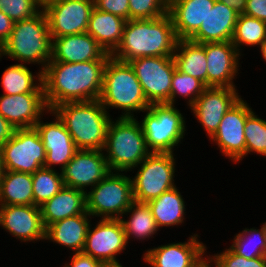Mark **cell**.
Masks as SVG:
<instances>
[{
	"label": "cell",
	"instance_id": "obj_1",
	"mask_svg": "<svg viewBox=\"0 0 266 267\" xmlns=\"http://www.w3.org/2000/svg\"><path fill=\"white\" fill-rule=\"evenodd\" d=\"M106 63L107 60L48 62L42 71L48 109L66 102L99 100Z\"/></svg>",
	"mask_w": 266,
	"mask_h": 267
},
{
	"label": "cell",
	"instance_id": "obj_2",
	"mask_svg": "<svg viewBox=\"0 0 266 267\" xmlns=\"http://www.w3.org/2000/svg\"><path fill=\"white\" fill-rule=\"evenodd\" d=\"M177 41L169 13L154 19L127 20L121 42L110 56L126 63L141 57L173 56Z\"/></svg>",
	"mask_w": 266,
	"mask_h": 267
},
{
	"label": "cell",
	"instance_id": "obj_3",
	"mask_svg": "<svg viewBox=\"0 0 266 267\" xmlns=\"http://www.w3.org/2000/svg\"><path fill=\"white\" fill-rule=\"evenodd\" d=\"M51 111L63 122L77 149L103 150L111 117L100 100L66 102Z\"/></svg>",
	"mask_w": 266,
	"mask_h": 267
},
{
	"label": "cell",
	"instance_id": "obj_4",
	"mask_svg": "<svg viewBox=\"0 0 266 267\" xmlns=\"http://www.w3.org/2000/svg\"><path fill=\"white\" fill-rule=\"evenodd\" d=\"M53 38L50 35L46 14L41 9L31 18L16 21L0 53L21 64H41L43 71L52 59Z\"/></svg>",
	"mask_w": 266,
	"mask_h": 267
},
{
	"label": "cell",
	"instance_id": "obj_5",
	"mask_svg": "<svg viewBox=\"0 0 266 267\" xmlns=\"http://www.w3.org/2000/svg\"><path fill=\"white\" fill-rule=\"evenodd\" d=\"M99 100L105 109H122L124 113L119 117L124 118H133V112H143L151 105L130 63L112 57L107 60L104 68Z\"/></svg>",
	"mask_w": 266,
	"mask_h": 267
},
{
	"label": "cell",
	"instance_id": "obj_6",
	"mask_svg": "<svg viewBox=\"0 0 266 267\" xmlns=\"http://www.w3.org/2000/svg\"><path fill=\"white\" fill-rule=\"evenodd\" d=\"M103 151L107 152L104 156L114 172L132 170L151 153L142 127L134 117H118L114 122L111 119Z\"/></svg>",
	"mask_w": 266,
	"mask_h": 267
},
{
	"label": "cell",
	"instance_id": "obj_7",
	"mask_svg": "<svg viewBox=\"0 0 266 267\" xmlns=\"http://www.w3.org/2000/svg\"><path fill=\"white\" fill-rule=\"evenodd\" d=\"M140 122L146 145L151 152L173 153L174 146L184 138L185 120L174 105L151 104Z\"/></svg>",
	"mask_w": 266,
	"mask_h": 267
},
{
	"label": "cell",
	"instance_id": "obj_8",
	"mask_svg": "<svg viewBox=\"0 0 266 267\" xmlns=\"http://www.w3.org/2000/svg\"><path fill=\"white\" fill-rule=\"evenodd\" d=\"M86 193V211L102 219H120L134 202L132 180L124 173L110 171Z\"/></svg>",
	"mask_w": 266,
	"mask_h": 267
},
{
	"label": "cell",
	"instance_id": "obj_9",
	"mask_svg": "<svg viewBox=\"0 0 266 267\" xmlns=\"http://www.w3.org/2000/svg\"><path fill=\"white\" fill-rule=\"evenodd\" d=\"M173 154L151 152L139 164V170L131 179L134 201L148 203L176 187Z\"/></svg>",
	"mask_w": 266,
	"mask_h": 267
},
{
	"label": "cell",
	"instance_id": "obj_10",
	"mask_svg": "<svg viewBox=\"0 0 266 267\" xmlns=\"http://www.w3.org/2000/svg\"><path fill=\"white\" fill-rule=\"evenodd\" d=\"M4 169L33 174L45 167L46 152L36 128L15 129L1 146Z\"/></svg>",
	"mask_w": 266,
	"mask_h": 267
},
{
	"label": "cell",
	"instance_id": "obj_11",
	"mask_svg": "<svg viewBox=\"0 0 266 267\" xmlns=\"http://www.w3.org/2000/svg\"><path fill=\"white\" fill-rule=\"evenodd\" d=\"M150 104H169L173 72V56L141 57L129 62Z\"/></svg>",
	"mask_w": 266,
	"mask_h": 267
},
{
	"label": "cell",
	"instance_id": "obj_12",
	"mask_svg": "<svg viewBox=\"0 0 266 267\" xmlns=\"http://www.w3.org/2000/svg\"><path fill=\"white\" fill-rule=\"evenodd\" d=\"M94 0H58L47 5L46 14L52 37L81 34L87 31Z\"/></svg>",
	"mask_w": 266,
	"mask_h": 267
},
{
	"label": "cell",
	"instance_id": "obj_13",
	"mask_svg": "<svg viewBox=\"0 0 266 267\" xmlns=\"http://www.w3.org/2000/svg\"><path fill=\"white\" fill-rule=\"evenodd\" d=\"M253 112L247 102L240 98L223 116L217 131L210 138L216 142L220 152L234 163L246 157L244 126Z\"/></svg>",
	"mask_w": 266,
	"mask_h": 267
},
{
	"label": "cell",
	"instance_id": "obj_14",
	"mask_svg": "<svg viewBox=\"0 0 266 267\" xmlns=\"http://www.w3.org/2000/svg\"><path fill=\"white\" fill-rule=\"evenodd\" d=\"M127 244L120 219L101 218L95 228L90 224L82 252L103 264L119 263L116 255L124 251Z\"/></svg>",
	"mask_w": 266,
	"mask_h": 267
},
{
	"label": "cell",
	"instance_id": "obj_15",
	"mask_svg": "<svg viewBox=\"0 0 266 267\" xmlns=\"http://www.w3.org/2000/svg\"><path fill=\"white\" fill-rule=\"evenodd\" d=\"M103 150L78 149L70 162L62 169L64 186L85 191L91 189L103 180L110 169Z\"/></svg>",
	"mask_w": 266,
	"mask_h": 267
},
{
	"label": "cell",
	"instance_id": "obj_16",
	"mask_svg": "<svg viewBox=\"0 0 266 267\" xmlns=\"http://www.w3.org/2000/svg\"><path fill=\"white\" fill-rule=\"evenodd\" d=\"M236 88L207 87L190 107L209 138L218 129L225 115L241 98Z\"/></svg>",
	"mask_w": 266,
	"mask_h": 267
},
{
	"label": "cell",
	"instance_id": "obj_17",
	"mask_svg": "<svg viewBox=\"0 0 266 267\" xmlns=\"http://www.w3.org/2000/svg\"><path fill=\"white\" fill-rule=\"evenodd\" d=\"M188 242L161 245L146 251L143 259L151 267H200L208 258L203 257L206 246L198 241V235Z\"/></svg>",
	"mask_w": 266,
	"mask_h": 267
},
{
	"label": "cell",
	"instance_id": "obj_18",
	"mask_svg": "<svg viewBox=\"0 0 266 267\" xmlns=\"http://www.w3.org/2000/svg\"><path fill=\"white\" fill-rule=\"evenodd\" d=\"M0 226L21 242L45 239L41 210L35 205H0Z\"/></svg>",
	"mask_w": 266,
	"mask_h": 267
},
{
	"label": "cell",
	"instance_id": "obj_19",
	"mask_svg": "<svg viewBox=\"0 0 266 267\" xmlns=\"http://www.w3.org/2000/svg\"><path fill=\"white\" fill-rule=\"evenodd\" d=\"M207 58V87L236 88L239 56L231 41L201 44Z\"/></svg>",
	"mask_w": 266,
	"mask_h": 267
},
{
	"label": "cell",
	"instance_id": "obj_20",
	"mask_svg": "<svg viewBox=\"0 0 266 267\" xmlns=\"http://www.w3.org/2000/svg\"><path fill=\"white\" fill-rule=\"evenodd\" d=\"M44 112H49L44 93L0 96V114L15 129L34 128Z\"/></svg>",
	"mask_w": 266,
	"mask_h": 267
},
{
	"label": "cell",
	"instance_id": "obj_21",
	"mask_svg": "<svg viewBox=\"0 0 266 267\" xmlns=\"http://www.w3.org/2000/svg\"><path fill=\"white\" fill-rule=\"evenodd\" d=\"M49 113L55 116V121L43 123L40 119L35 128L45 148V167L53 169L52 165H61L62 170L78 149L63 122L51 110Z\"/></svg>",
	"mask_w": 266,
	"mask_h": 267
},
{
	"label": "cell",
	"instance_id": "obj_22",
	"mask_svg": "<svg viewBox=\"0 0 266 267\" xmlns=\"http://www.w3.org/2000/svg\"><path fill=\"white\" fill-rule=\"evenodd\" d=\"M52 38V59L49 62L81 63L111 57L87 32Z\"/></svg>",
	"mask_w": 266,
	"mask_h": 267
},
{
	"label": "cell",
	"instance_id": "obj_23",
	"mask_svg": "<svg viewBox=\"0 0 266 267\" xmlns=\"http://www.w3.org/2000/svg\"><path fill=\"white\" fill-rule=\"evenodd\" d=\"M216 0H169L168 13L172 17L178 40H189L204 23Z\"/></svg>",
	"mask_w": 266,
	"mask_h": 267
},
{
	"label": "cell",
	"instance_id": "obj_24",
	"mask_svg": "<svg viewBox=\"0 0 266 267\" xmlns=\"http://www.w3.org/2000/svg\"><path fill=\"white\" fill-rule=\"evenodd\" d=\"M238 16L235 10L216 0L204 23L189 40L199 44L231 41Z\"/></svg>",
	"mask_w": 266,
	"mask_h": 267
},
{
	"label": "cell",
	"instance_id": "obj_25",
	"mask_svg": "<svg viewBox=\"0 0 266 267\" xmlns=\"http://www.w3.org/2000/svg\"><path fill=\"white\" fill-rule=\"evenodd\" d=\"M44 227L65 218L88 213L86 211V192L63 186L51 199L40 206Z\"/></svg>",
	"mask_w": 266,
	"mask_h": 267
},
{
	"label": "cell",
	"instance_id": "obj_26",
	"mask_svg": "<svg viewBox=\"0 0 266 267\" xmlns=\"http://www.w3.org/2000/svg\"><path fill=\"white\" fill-rule=\"evenodd\" d=\"M90 216L89 213H82L47 226L45 240L66 246L75 253L82 252L91 223Z\"/></svg>",
	"mask_w": 266,
	"mask_h": 267
},
{
	"label": "cell",
	"instance_id": "obj_27",
	"mask_svg": "<svg viewBox=\"0 0 266 267\" xmlns=\"http://www.w3.org/2000/svg\"><path fill=\"white\" fill-rule=\"evenodd\" d=\"M126 21L94 7L86 32L98 42L106 53L111 55L121 42Z\"/></svg>",
	"mask_w": 266,
	"mask_h": 267
},
{
	"label": "cell",
	"instance_id": "obj_28",
	"mask_svg": "<svg viewBox=\"0 0 266 267\" xmlns=\"http://www.w3.org/2000/svg\"><path fill=\"white\" fill-rule=\"evenodd\" d=\"M173 58L176 68L202 81L207 86V58L205 48L190 40H178Z\"/></svg>",
	"mask_w": 266,
	"mask_h": 267
},
{
	"label": "cell",
	"instance_id": "obj_29",
	"mask_svg": "<svg viewBox=\"0 0 266 267\" xmlns=\"http://www.w3.org/2000/svg\"><path fill=\"white\" fill-rule=\"evenodd\" d=\"M32 174L5 170L0 179V205H34Z\"/></svg>",
	"mask_w": 266,
	"mask_h": 267
},
{
	"label": "cell",
	"instance_id": "obj_30",
	"mask_svg": "<svg viewBox=\"0 0 266 267\" xmlns=\"http://www.w3.org/2000/svg\"><path fill=\"white\" fill-rule=\"evenodd\" d=\"M158 229L184 222L185 202L177 187L148 202Z\"/></svg>",
	"mask_w": 266,
	"mask_h": 267
},
{
	"label": "cell",
	"instance_id": "obj_31",
	"mask_svg": "<svg viewBox=\"0 0 266 267\" xmlns=\"http://www.w3.org/2000/svg\"><path fill=\"white\" fill-rule=\"evenodd\" d=\"M35 77L26 64L16 63L10 65L4 70L1 79L4 94L17 95L24 93H44L42 71L39 70V74Z\"/></svg>",
	"mask_w": 266,
	"mask_h": 267
},
{
	"label": "cell",
	"instance_id": "obj_32",
	"mask_svg": "<svg viewBox=\"0 0 266 267\" xmlns=\"http://www.w3.org/2000/svg\"><path fill=\"white\" fill-rule=\"evenodd\" d=\"M127 213L131 214V216L129 215V220L120 218L127 242L132 237L145 240L151 236L153 237L159 230L148 203L134 201L124 214L126 215Z\"/></svg>",
	"mask_w": 266,
	"mask_h": 267
},
{
	"label": "cell",
	"instance_id": "obj_33",
	"mask_svg": "<svg viewBox=\"0 0 266 267\" xmlns=\"http://www.w3.org/2000/svg\"><path fill=\"white\" fill-rule=\"evenodd\" d=\"M266 39V22L245 14H239L231 39L239 54L240 46L261 45Z\"/></svg>",
	"mask_w": 266,
	"mask_h": 267
},
{
	"label": "cell",
	"instance_id": "obj_34",
	"mask_svg": "<svg viewBox=\"0 0 266 267\" xmlns=\"http://www.w3.org/2000/svg\"><path fill=\"white\" fill-rule=\"evenodd\" d=\"M32 189L34 195V205L40 207L64 186L61 172L53 169L41 167L32 174Z\"/></svg>",
	"mask_w": 266,
	"mask_h": 267
},
{
	"label": "cell",
	"instance_id": "obj_35",
	"mask_svg": "<svg viewBox=\"0 0 266 267\" xmlns=\"http://www.w3.org/2000/svg\"><path fill=\"white\" fill-rule=\"evenodd\" d=\"M230 248L238 255L247 259L266 256V243L264 239V224L261 229L245 228L236 234Z\"/></svg>",
	"mask_w": 266,
	"mask_h": 267
},
{
	"label": "cell",
	"instance_id": "obj_36",
	"mask_svg": "<svg viewBox=\"0 0 266 267\" xmlns=\"http://www.w3.org/2000/svg\"><path fill=\"white\" fill-rule=\"evenodd\" d=\"M206 88L207 86L202 81L180 72L176 68L172 77L170 105H175V98L179 95L182 97H189L187 103L190 108Z\"/></svg>",
	"mask_w": 266,
	"mask_h": 267
},
{
	"label": "cell",
	"instance_id": "obj_37",
	"mask_svg": "<svg viewBox=\"0 0 266 267\" xmlns=\"http://www.w3.org/2000/svg\"><path fill=\"white\" fill-rule=\"evenodd\" d=\"M246 156L254 152L266 156V121L252 112L244 126Z\"/></svg>",
	"mask_w": 266,
	"mask_h": 267
},
{
	"label": "cell",
	"instance_id": "obj_38",
	"mask_svg": "<svg viewBox=\"0 0 266 267\" xmlns=\"http://www.w3.org/2000/svg\"><path fill=\"white\" fill-rule=\"evenodd\" d=\"M168 9L169 0H129V20L159 18Z\"/></svg>",
	"mask_w": 266,
	"mask_h": 267
},
{
	"label": "cell",
	"instance_id": "obj_39",
	"mask_svg": "<svg viewBox=\"0 0 266 267\" xmlns=\"http://www.w3.org/2000/svg\"><path fill=\"white\" fill-rule=\"evenodd\" d=\"M208 261L214 262V267H266V256L247 259L236 254L230 247L222 253L208 257Z\"/></svg>",
	"mask_w": 266,
	"mask_h": 267
},
{
	"label": "cell",
	"instance_id": "obj_40",
	"mask_svg": "<svg viewBox=\"0 0 266 267\" xmlns=\"http://www.w3.org/2000/svg\"><path fill=\"white\" fill-rule=\"evenodd\" d=\"M0 10L16 22L33 17L41 8L34 0H0Z\"/></svg>",
	"mask_w": 266,
	"mask_h": 267
},
{
	"label": "cell",
	"instance_id": "obj_41",
	"mask_svg": "<svg viewBox=\"0 0 266 267\" xmlns=\"http://www.w3.org/2000/svg\"><path fill=\"white\" fill-rule=\"evenodd\" d=\"M94 7L129 20V0H94Z\"/></svg>",
	"mask_w": 266,
	"mask_h": 267
},
{
	"label": "cell",
	"instance_id": "obj_42",
	"mask_svg": "<svg viewBox=\"0 0 266 267\" xmlns=\"http://www.w3.org/2000/svg\"><path fill=\"white\" fill-rule=\"evenodd\" d=\"M243 14L266 22V0H247Z\"/></svg>",
	"mask_w": 266,
	"mask_h": 267
},
{
	"label": "cell",
	"instance_id": "obj_43",
	"mask_svg": "<svg viewBox=\"0 0 266 267\" xmlns=\"http://www.w3.org/2000/svg\"><path fill=\"white\" fill-rule=\"evenodd\" d=\"M71 259V264L66 263L64 267H102L103 265L101 261L83 252L74 253Z\"/></svg>",
	"mask_w": 266,
	"mask_h": 267
},
{
	"label": "cell",
	"instance_id": "obj_44",
	"mask_svg": "<svg viewBox=\"0 0 266 267\" xmlns=\"http://www.w3.org/2000/svg\"><path fill=\"white\" fill-rule=\"evenodd\" d=\"M14 23L13 20L0 10V48L8 40L13 30Z\"/></svg>",
	"mask_w": 266,
	"mask_h": 267
},
{
	"label": "cell",
	"instance_id": "obj_45",
	"mask_svg": "<svg viewBox=\"0 0 266 267\" xmlns=\"http://www.w3.org/2000/svg\"><path fill=\"white\" fill-rule=\"evenodd\" d=\"M14 132L15 128L0 114V146L4 145Z\"/></svg>",
	"mask_w": 266,
	"mask_h": 267
},
{
	"label": "cell",
	"instance_id": "obj_46",
	"mask_svg": "<svg viewBox=\"0 0 266 267\" xmlns=\"http://www.w3.org/2000/svg\"><path fill=\"white\" fill-rule=\"evenodd\" d=\"M232 8L239 14H243L246 8L247 0H218Z\"/></svg>",
	"mask_w": 266,
	"mask_h": 267
},
{
	"label": "cell",
	"instance_id": "obj_47",
	"mask_svg": "<svg viewBox=\"0 0 266 267\" xmlns=\"http://www.w3.org/2000/svg\"><path fill=\"white\" fill-rule=\"evenodd\" d=\"M58 1V0H34V2L41 8L44 9L47 5Z\"/></svg>",
	"mask_w": 266,
	"mask_h": 267
},
{
	"label": "cell",
	"instance_id": "obj_48",
	"mask_svg": "<svg viewBox=\"0 0 266 267\" xmlns=\"http://www.w3.org/2000/svg\"><path fill=\"white\" fill-rule=\"evenodd\" d=\"M257 47H260L259 49L261 50V55L266 61V39L262 42L260 46Z\"/></svg>",
	"mask_w": 266,
	"mask_h": 267
},
{
	"label": "cell",
	"instance_id": "obj_49",
	"mask_svg": "<svg viewBox=\"0 0 266 267\" xmlns=\"http://www.w3.org/2000/svg\"><path fill=\"white\" fill-rule=\"evenodd\" d=\"M5 169H4V164H3V159H2V153H1V146H0V179L4 175Z\"/></svg>",
	"mask_w": 266,
	"mask_h": 267
},
{
	"label": "cell",
	"instance_id": "obj_50",
	"mask_svg": "<svg viewBox=\"0 0 266 267\" xmlns=\"http://www.w3.org/2000/svg\"><path fill=\"white\" fill-rule=\"evenodd\" d=\"M102 267H123L120 263L103 264Z\"/></svg>",
	"mask_w": 266,
	"mask_h": 267
},
{
	"label": "cell",
	"instance_id": "obj_51",
	"mask_svg": "<svg viewBox=\"0 0 266 267\" xmlns=\"http://www.w3.org/2000/svg\"><path fill=\"white\" fill-rule=\"evenodd\" d=\"M211 265H212V267H213V264H211V262L210 261H206L205 263H203L200 267H211Z\"/></svg>",
	"mask_w": 266,
	"mask_h": 267
},
{
	"label": "cell",
	"instance_id": "obj_52",
	"mask_svg": "<svg viewBox=\"0 0 266 267\" xmlns=\"http://www.w3.org/2000/svg\"><path fill=\"white\" fill-rule=\"evenodd\" d=\"M264 239H265V243H266V222H264Z\"/></svg>",
	"mask_w": 266,
	"mask_h": 267
}]
</instances>
